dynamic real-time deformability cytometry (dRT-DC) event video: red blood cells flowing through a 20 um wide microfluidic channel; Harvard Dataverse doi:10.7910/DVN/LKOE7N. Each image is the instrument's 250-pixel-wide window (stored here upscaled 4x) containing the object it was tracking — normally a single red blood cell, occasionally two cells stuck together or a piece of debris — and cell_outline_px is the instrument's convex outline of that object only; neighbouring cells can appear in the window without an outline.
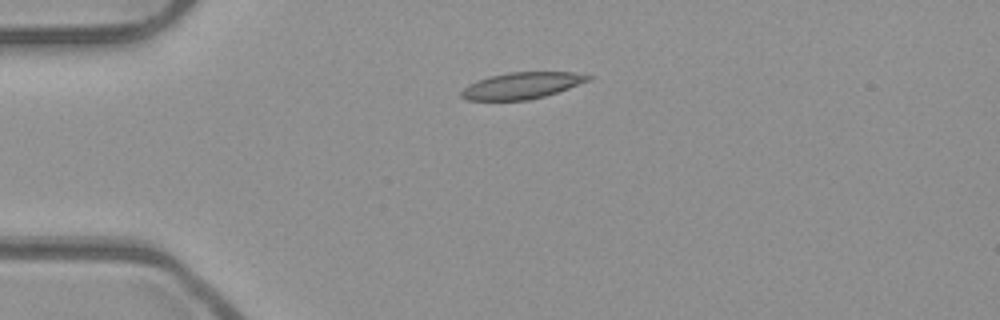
{"species": "common noctule bat (a hibernating species)", "species_latin": "Nyctalus noctula", "temperature_condition": "room temperature", "stored_images_in_passage": 41, "camera_frame_rate_fps": 3000, "um_per_image_px": 0.085, "animal": {"sex": "male", "body_mass_g": 23.1, "forearm_length_mm": 52.7}, "frame": {"image": 1, "passage_image": 1, "time_ms": 0.0, "image_size_px": [1000, 320], "cell_outline_px": [[592, 80], [544, 96], [528, 100], [468, 100], [460, 96], [460, 92], [468, 84], [476, 80], [488, 76], [508, 72], [572, 72], [592, 76]], "centroid_in_image_um": [44.33, 7.26], "position_along_channel_um": 40.7, "area_um2": 19.59}}
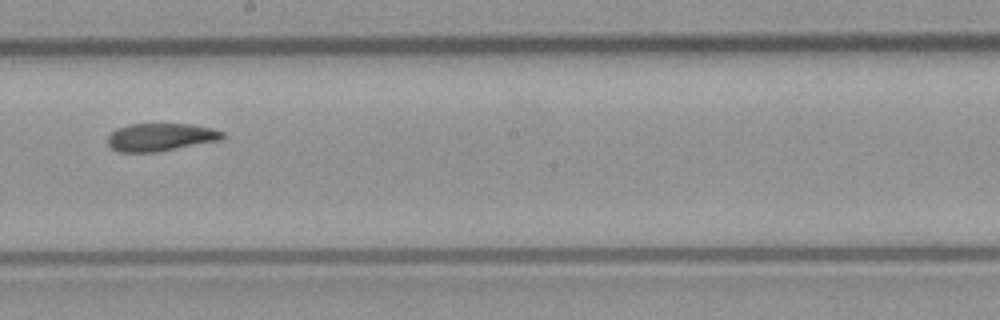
{"frame": {"image": 2, "passage_image": 18, "time_ms": 5.667, "image_size_px": [1000, 320], "cell_outline_px": [[224, 136], [220, 140], [156, 152], [116, 152], [108, 144], [108, 136], [116, 128], [128, 124], [192, 124], [212, 128], [224, 132]], "centroid_in_image_um": [13.63, 11.65], "position_along_channel_um": 234.6, "area_um2": 18.61}}
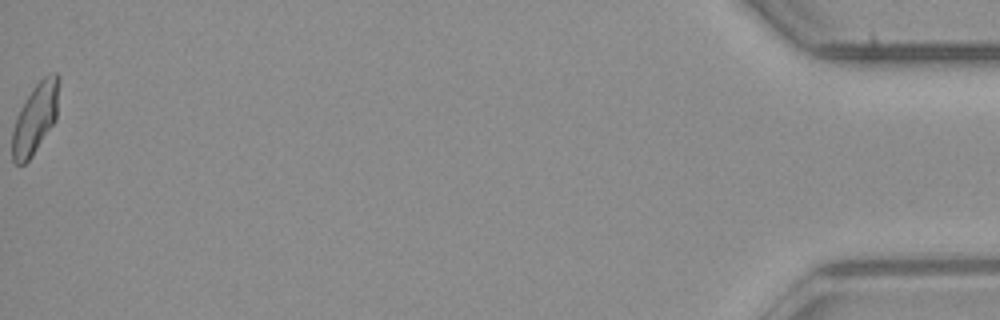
{"frame": {"image": 3, "passage_image": 41, "time_ms": 13.333, "image_size_px": [1000, 320], "cell_outline_px": [[60, 80], [56, 120], [32, 156], [24, 164], [16, 164], [12, 160], [12, 132], [16, 116], [20, 108], [32, 88], [44, 76], [52, 72], [56, 72], [60, 76]], "centroid_in_image_um": [3.01, 10.03], "position_along_channel_um": 432.2, "area_um2": 19.31}, "authors_computed_cell_mechanics": {"area_um2": 19.2474, "velocity_mm_per_s": 3.9486, "shape_relaxation_time_tau1_ms": 6.9607, "shape_relaxation_time_tau2_ms": 6.3139, "deformation_change_tau1": 0.1859, "deformation_change_tau2": 0.0893}}